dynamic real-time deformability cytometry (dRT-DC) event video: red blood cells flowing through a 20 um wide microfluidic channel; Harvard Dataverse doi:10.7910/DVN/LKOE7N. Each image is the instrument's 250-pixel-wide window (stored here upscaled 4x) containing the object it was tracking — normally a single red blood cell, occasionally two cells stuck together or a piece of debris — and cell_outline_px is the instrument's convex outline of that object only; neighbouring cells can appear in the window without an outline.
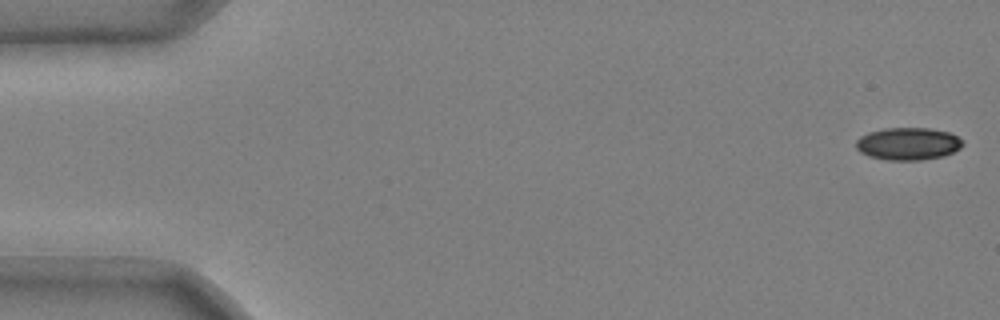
{"species": "common noctule bat (a hibernating species)", "species_latin": "Nyctalus noctula", "temperature_condition": "cold", "stored_images_in_passage": 49, "camera_frame_rate_fps": 3000, "um_per_image_px": 0.085, "animal": {"sex": "male", "body_mass_g": 20.4}, "frame": {"image": 1, "passage_image": 1, "time_ms": 0.0, "image_size_px": [1000, 320], "cell_outline_px": [[964, 144], [960, 148], [944, 156], [920, 160], [888, 160], [868, 156], [860, 152], [856, 148], [856, 140], [860, 136], [868, 132], [884, 128], [928, 128], [948, 132], [964, 140]], "centroid_in_image_um": [77.17, 12.22], "position_along_channel_um": 7.8, "area_um2": 20.29}}
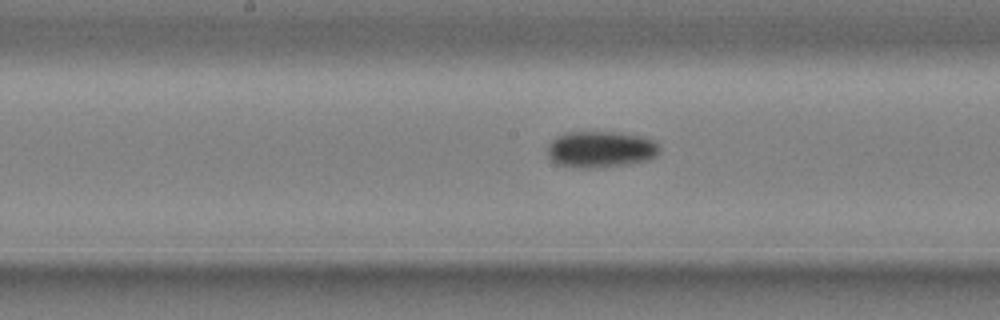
{"frame": {"image": 2, "passage_image": 27, "time_ms": 8.667, "image_size_px": [1000, 320], "cell_outline_px": [[660, 152], [656, 156], [648, 160], [628, 164], [604, 168], [580, 168], [556, 164], [548, 156], [548, 144], [556, 136], [564, 132], [616, 132], [644, 136], [656, 140], [660, 148]], "centroid_in_image_um": [51.08, 12.69], "position_along_channel_um": 197.1, "area_um2": 24.28}}
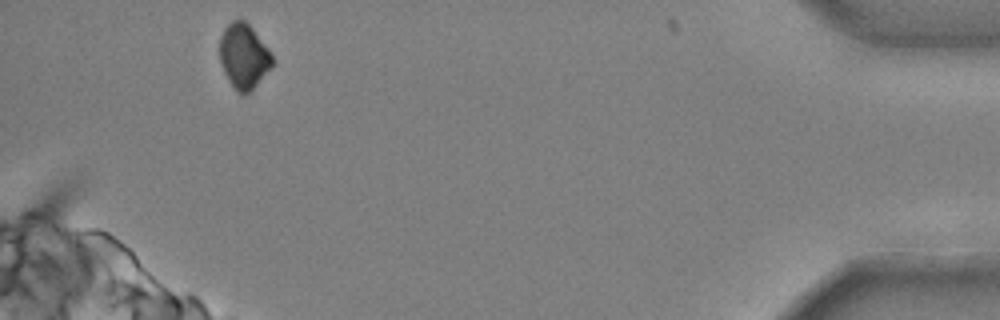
{"frame": {"image": 3, "passage_image": 49, "time_ms": 16.0, "image_size_px": [1000, 320], "cell_outline_px": [[272, 64], [256, 84], [244, 96], [240, 96], [236, 92], [228, 80], [224, 72], [220, 60], [220, 36], [224, 28], [232, 20], [244, 20], [252, 28], [268, 48], [272, 56]], "centroid_in_image_um": [20.68, 4.78], "position_along_channel_um": 414.5, "area_um2": 19.59}, "authors_computed_cell_mechanics": {"area_um2": 22.253, "velocity_mm_per_s": 3.7275, "shape_relaxation_time_tau1_ms": 5.827, "shape_relaxation_time_tau2_ms": null, "deformation_change_tau1": 0.0928, "deformation_change_tau2": null}}